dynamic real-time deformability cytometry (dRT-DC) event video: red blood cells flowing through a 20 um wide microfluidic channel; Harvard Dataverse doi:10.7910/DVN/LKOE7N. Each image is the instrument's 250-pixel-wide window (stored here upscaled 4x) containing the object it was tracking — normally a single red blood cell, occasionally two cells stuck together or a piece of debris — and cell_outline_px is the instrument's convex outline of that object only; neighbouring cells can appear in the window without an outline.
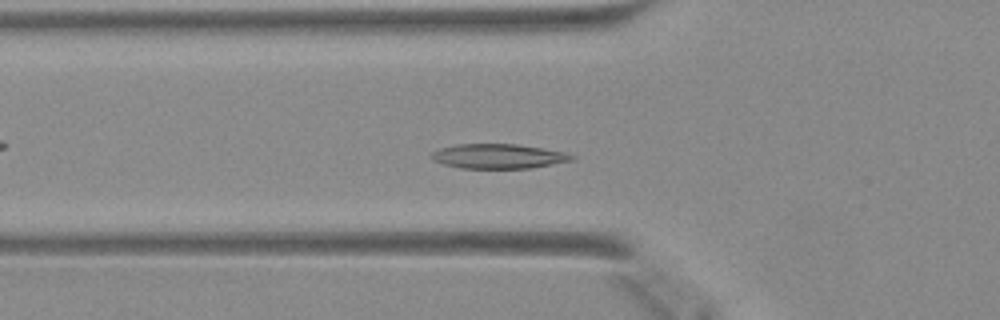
{"species": "Egyptian fruit bat (a non-hibernating species)", "species_latin": "Rousettus aegyptiacus", "temperature_condition": "warm", "stored_images_in_passage": 46, "camera_frame_rate_fps": 3000, "um_per_image_px": 0.085, "animal": {"sex": "female"}, "frame": {"image": 1, "passage_image": 15, "time_ms": 4.667, "image_size_px": [1000, 320], "cell_outline_px": [[576, 156], [572, 160], [532, 168], [460, 168], [444, 164], [432, 160], [432, 152], [440, 148], [456, 144], [516, 144], [564, 152]], "centroid_in_image_um": [42.34, 13.28], "position_along_channel_um": 83.5, "area_um2": 19.94}}
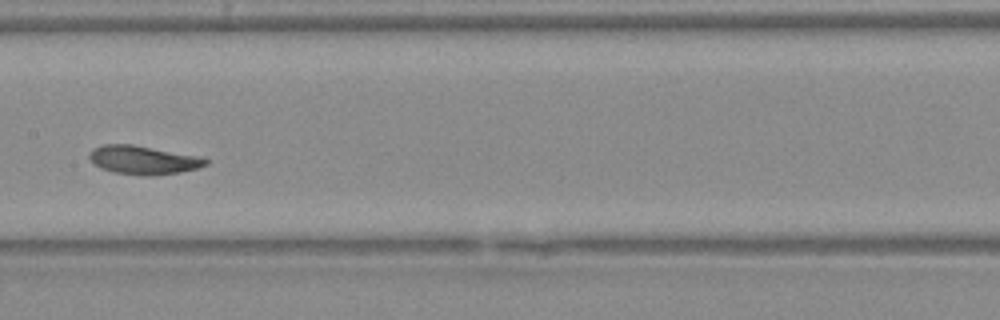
{"frame": {"image": 2, "passage_image": 23, "time_ms": 7.333, "image_size_px": [1000, 320], "cell_outline_px": [[208, 164], [196, 168], [180, 172], [156, 176], [140, 176], [112, 172], [100, 168], [88, 156], [88, 152], [92, 148], [104, 144], [132, 144], [196, 156], [208, 160]], "centroid_in_image_um": [12.12, 13.61], "position_along_channel_um": 195.3, "area_um2": 19.36}}
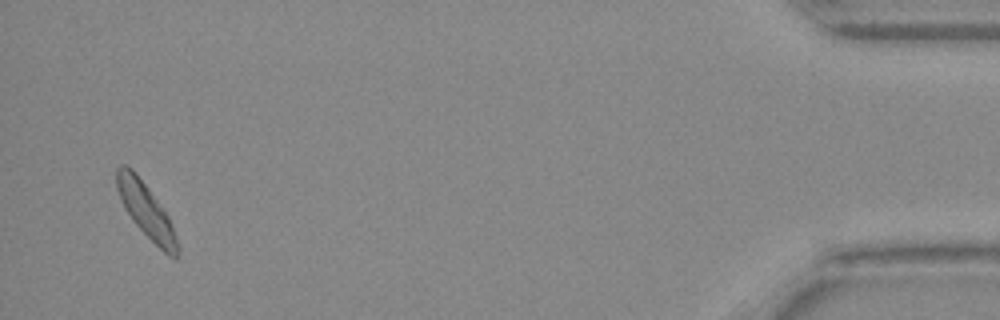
{"frame": {"image": 3, "passage_image": 45, "time_ms": 14.667, "image_size_px": [1000, 320], "cell_outline_px": [[180, 252], [176, 260], [168, 256], [132, 220], [124, 208], [116, 188], [116, 168], [120, 164], [128, 164], [132, 168], [168, 216], [176, 236], [180, 248]], "centroid_in_image_um": [12.41, 17.9], "position_along_channel_um": 422.8, "area_um2": 18.96}}